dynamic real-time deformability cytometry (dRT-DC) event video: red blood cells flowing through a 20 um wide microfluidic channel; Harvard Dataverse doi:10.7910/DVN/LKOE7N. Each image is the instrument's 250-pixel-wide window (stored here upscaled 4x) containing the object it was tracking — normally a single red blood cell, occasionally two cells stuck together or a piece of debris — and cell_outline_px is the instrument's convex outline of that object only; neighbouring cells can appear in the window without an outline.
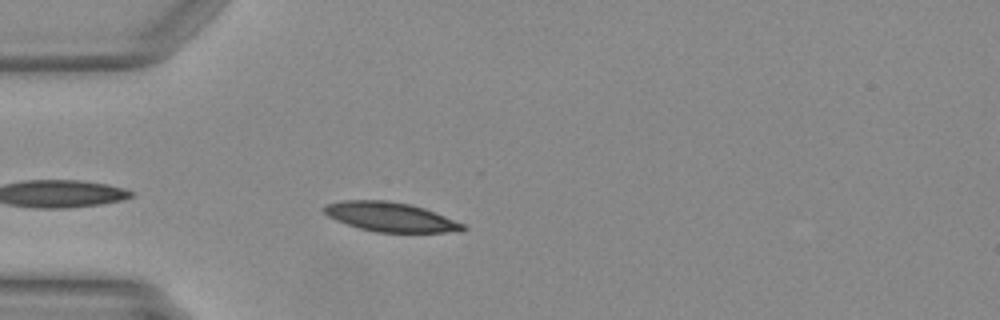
{"species": "Egyptian fruit bat (a non-hibernating species)", "species_latin": "Rousettus aegyptiacus", "temperature_condition": "warm", "stored_images_in_passage": 30, "camera_frame_rate_fps": 3000, "um_per_image_px": 0.085, "animal": {"sex": "female"}, "frame": {"image": 1, "passage_image": 3, "time_ms": 0.667, "image_size_px": [1000, 320], "cell_outline_px": [[468, 228], [464, 232], [376, 232], [360, 228], [336, 220], [328, 216], [320, 208], [324, 204], [344, 200], [388, 200], [412, 204], [424, 208], [464, 224]], "centroid_in_image_um": [33.18, 18.43], "position_along_channel_um": 51.8, "area_um2": 23.87}}
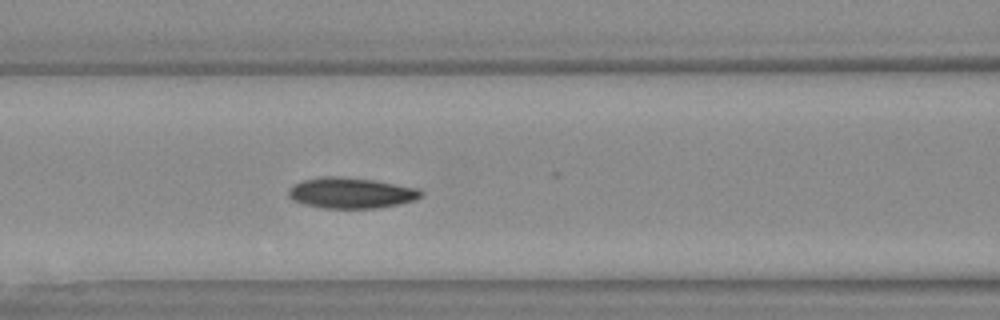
{"frame": {"image": 2, "passage_image": 10, "time_ms": 3.0, "image_size_px": [1000, 320], "cell_outline_px": [[424, 192], [420, 196], [412, 200], [396, 204], [376, 208], [324, 208], [304, 204], [292, 200], [288, 196], [288, 188], [292, 184], [304, 180], [320, 176], [340, 176], [372, 180], [416, 188]], "centroid_in_image_um": [29.75, 16.39], "position_along_channel_um": 136.9, "area_um2": 23.52}}
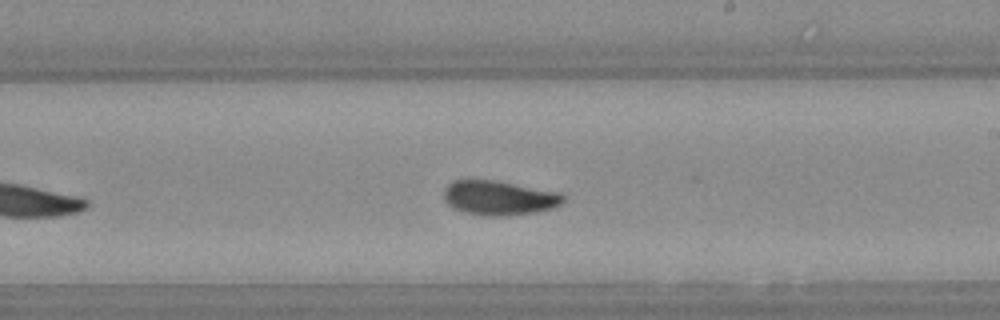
{"frame": {"image": 3, "passage_image": 18, "time_ms": 5.667, "image_size_px": [1000, 320], "cell_outline_px": [[564, 200], [560, 204], [552, 208], [536, 212], [508, 216], [484, 216], [464, 212], [452, 208], [444, 200], [444, 188], [448, 184], [456, 180], [492, 180], [560, 192], [564, 196]], "centroid_in_image_um": [42.4, 16.83], "position_along_channel_um": 246.6, "area_um2": 23.99}}